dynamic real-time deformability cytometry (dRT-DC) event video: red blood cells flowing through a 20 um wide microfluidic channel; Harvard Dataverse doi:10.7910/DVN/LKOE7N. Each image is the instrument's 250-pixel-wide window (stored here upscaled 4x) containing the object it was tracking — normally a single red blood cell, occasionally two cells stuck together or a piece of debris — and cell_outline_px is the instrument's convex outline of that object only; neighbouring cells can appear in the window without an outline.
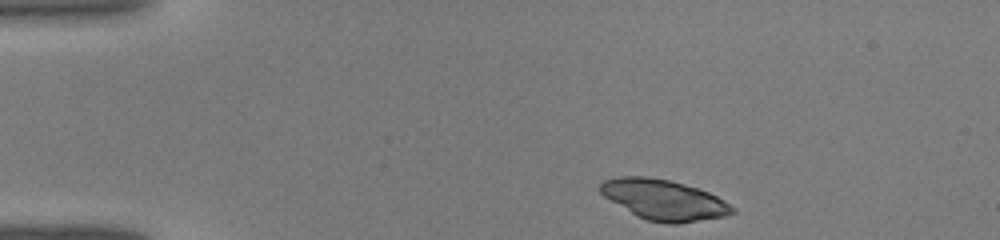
{"species": "common noctule bat (a hibernating species)", "species_latin": "Nyctalus noctula", "temperature_condition": "warm", "stored_images_in_passage": 36, "camera_frame_rate_fps": 3000, "um_per_image_px": 0.085, "animal": {"sex": "male", "body_mass_g": 19.0, "forearm_length_mm": 50.8}, "frame": {"image": 1, "passage_image": 1, "time_ms": 0.0, "image_size_px": [1000, 240], "cell_outline_px": [[736, 212], [724, 216], [676, 224], [668, 224], [648, 220], [636, 216], [604, 196], [600, 192], [600, 184], [604, 180], [620, 176], [644, 176], [668, 180], [696, 188], [708, 192], [724, 200], [736, 208]], "centroid_in_image_um": [56.43, 16.99], "position_along_channel_um": 28.6, "area_um2": 30.75}}